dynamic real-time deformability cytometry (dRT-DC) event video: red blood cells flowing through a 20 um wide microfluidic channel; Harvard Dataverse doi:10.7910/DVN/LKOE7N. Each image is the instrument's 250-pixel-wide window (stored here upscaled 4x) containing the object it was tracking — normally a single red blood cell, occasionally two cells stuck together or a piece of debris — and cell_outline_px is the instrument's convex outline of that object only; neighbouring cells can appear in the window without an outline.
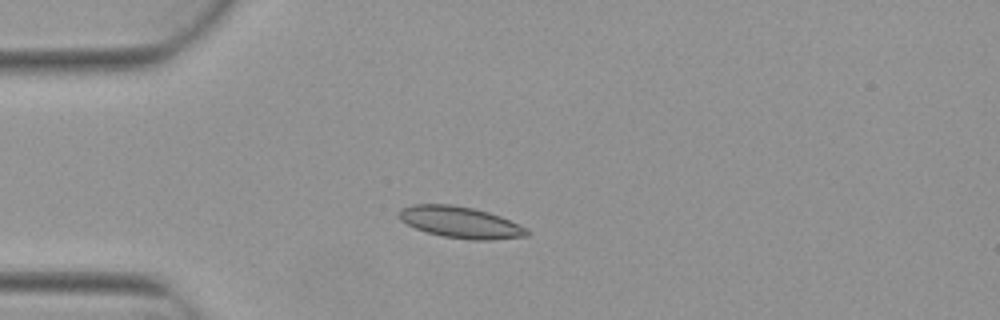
{"species": "Egyptian fruit bat (a non-hibernating species)", "species_latin": "Rousettus aegyptiacus", "temperature_condition": "warm", "stored_images_in_passage": 6, "camera_frame_rate_fps": 3000, "um_per_image_px": 0.085, "animal": {"sex": "female"}, "frame": {"image": 1, "passage_image": 4, "time_ms": 1.0, "image_size_px": [1000, 320], "cell_outline_px": [[532, 232], [528, 236], [492, 240], [472, 240], [444, 236], [428, 232], [416, 228], [400, 220], [400, 208], [412, 204], [452, 204], [472, 208], [488, 212], [500, 216], [520, 224], [528, 228]], "centroid_in_image_um": [39.2, 18.89], "position_along_channel_um": 45.8, "area_um2": 23.47}}
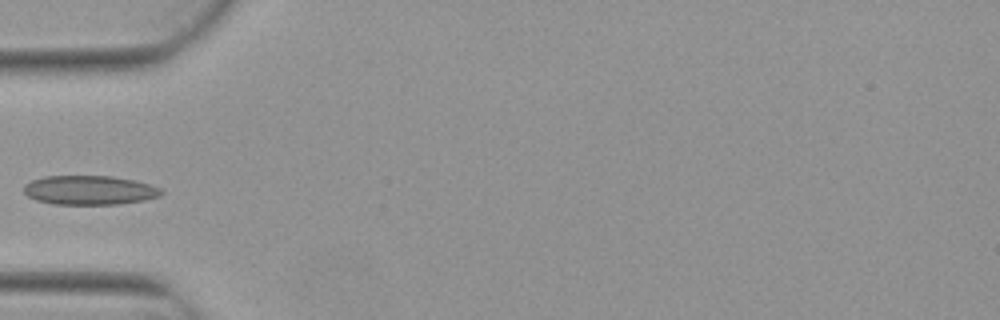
{"frame": {"image": 2, "passage_image": 5, "time_ms": 1.333, "image_size_px": [1000, 320], "cell_outline_px": [[164, 192], [160, 196], [144, 200], [120, 204], [52, 204], [36, 200], [28, 196], [24, 192], [24, 184], [32, 180], [44, 176], [112, 176], [136, 180], [160, 188]], "centroid_in_image_um": [7.61, 16.16], "position_along_channel_um": 77.4, "area_um2": 23.47}}
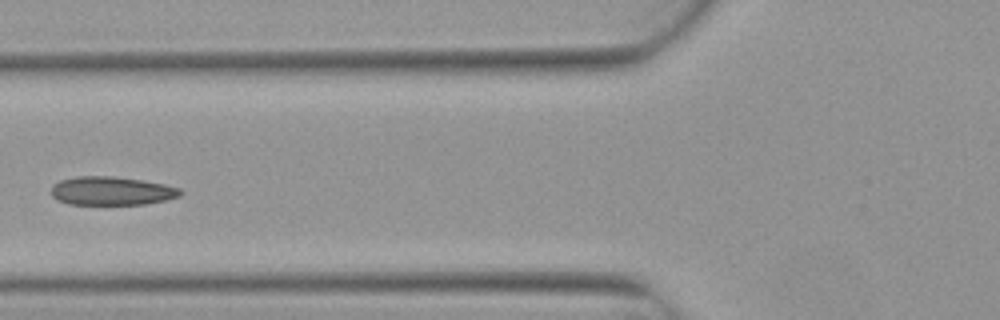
{"frame": {"image": 3, "passage_image": 6, "time_ms": 1.667, "image_size_px": [1000, 320], "cell_outline_px": [[184, 192], [180, 196], [164, 200], [144, 204], [68, 204], [56, 200], [52, 196], [52, 184], [60, 180], [76, 176], [112, 176], [140, 180], [164, 184], [180, 188]], "centroid_in_image_um": [9.46, 16.22], "position_along_channel_um": 116.3, "area_um2": 21.5}}